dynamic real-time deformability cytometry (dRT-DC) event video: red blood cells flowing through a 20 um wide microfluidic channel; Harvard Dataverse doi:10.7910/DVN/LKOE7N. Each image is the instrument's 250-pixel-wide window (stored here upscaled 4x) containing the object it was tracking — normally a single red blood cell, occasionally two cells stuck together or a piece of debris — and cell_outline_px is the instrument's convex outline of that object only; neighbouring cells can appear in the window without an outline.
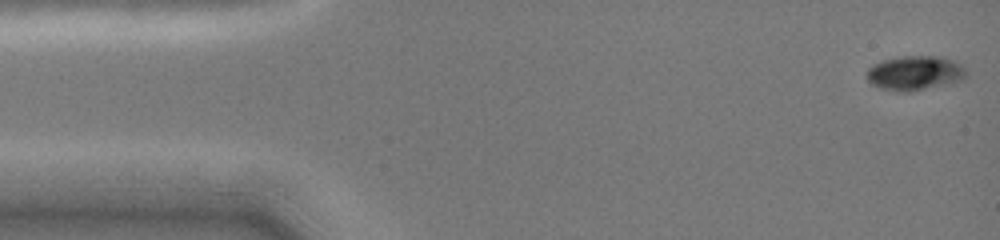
{"species": "common noctule bat (a hibernating species)", "species_latin": "Nyctalus noctula", "temperature_condition": "cold", "stored_images_in_passage": 47, "camera_frame_rate_fps": 3000, "um_per_image_px": 0.085, "animal": {"sex": "female", "body_mass_g": 19.0, "forearm_length_mm": 51.5}, "frame": {"image": 1, "passage_image": 1, "time_ms": 0.0, "image_size_px": [1000, 240], "cell_outline_px": [[968, 72], [960, 80], [948, 84], [908, 92], [896, 92], [880, 88], [872, 84], [868, 80], [868, 68], [872, 64], [884, 60], [900, 56], [944, 56], [956, 60]], "centroid_in_image_um": [77.77, 6.2], "position_along_channel_um": 7.2, "area_um2": 20.11}}
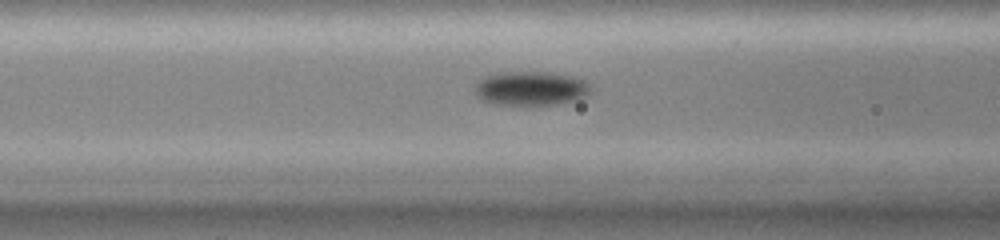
{"frame": {"image": 2, "passage_image": 18, "time_ms": 5.667, "image_size_px": [1000, 240], "cell_outline_px": [[588, 92], [584, 96], [576, 100], [556, 104], [492, 104], [480, 100], [476, 96], [476, 84], [484, 76], [504, 72], [544, 72], [572, 76], [584, 80], [588, 84]], "centroid_in_image_um": [45.06, 7.51], "position_along_channel_um": 121.5, "area_um2": 22.66}}
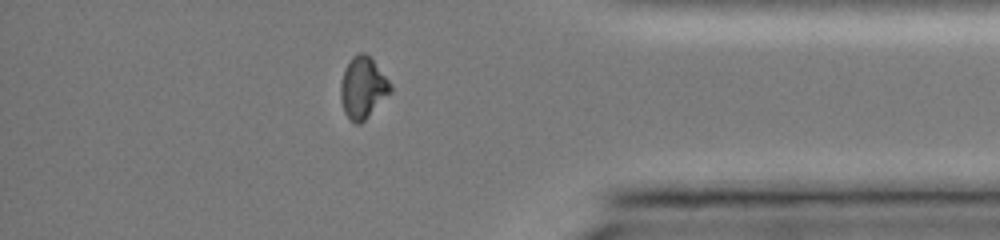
{"frame": {"image": 3, "passage_image": 40, "time_ms": 13.0, "image_size_px": [1000, 240], "cell_outline_px": [[392, 92], [360, 124], [356, 124], [344, 112], [340, 96], [340, 84], [344, 68], [352, 56], [360, 52], [364, 52], [372, 60], [392, 84]], "centroid_in_image_um": [30.84, 7.44], "position_along_channel_um": 404.4, "area_um2": 17.74}, "authors_computed_cell_mechanics": {"area_um2": 20.23, "velocity_mm_per_s": 4.0338, "shape_relaxation_time_tau1_ms": 1.8217, "shape_relaxation_time_tau2_ms": null, "deformation_change_tau1": 0.0766, "deformation_change_tau2": null}}